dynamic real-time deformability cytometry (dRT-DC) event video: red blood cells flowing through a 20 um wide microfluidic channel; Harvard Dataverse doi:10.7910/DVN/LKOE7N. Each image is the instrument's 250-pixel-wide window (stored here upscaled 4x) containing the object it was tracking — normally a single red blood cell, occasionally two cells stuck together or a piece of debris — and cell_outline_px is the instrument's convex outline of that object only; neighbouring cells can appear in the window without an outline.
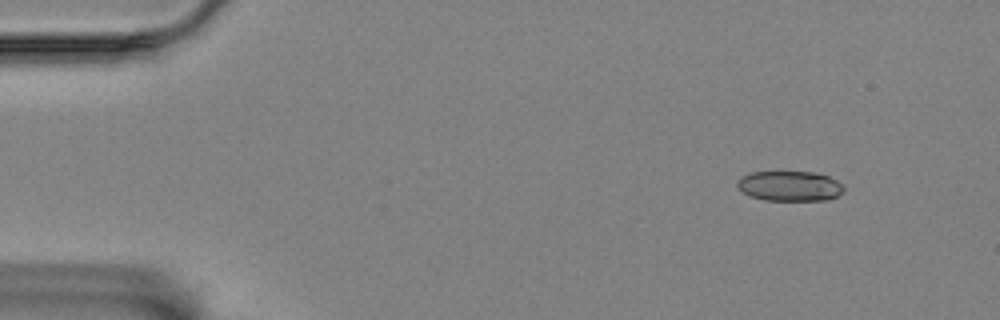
{"species": "Egyptian fruit bat (a non-hibernating species)", "species_latin": "Rousettus aegyptiacus", "temperature_condition": "room temperature", "stored_images_in_passage": 52, "camera_frame_rate_fps": 3000, "um_per_image_px": 0.085, "animal": {"sex": "female"}, "frame": {"image": 1, "passage_image": 1, "time_ms": 0.0, "image_size_px": [1000, 320], "cell_outline_px": [[844, 192], [828, 200], [764, 200], [752, 196], [744, 192], [736, 184], [736, 180], [740, 176], [752, 172], [812, 172], [828, 176], [844, 184]], "centroid_in_image_um": [67.14, 15.81], "position_along_channel_um": 17.9, "area_um2": 18.67}}
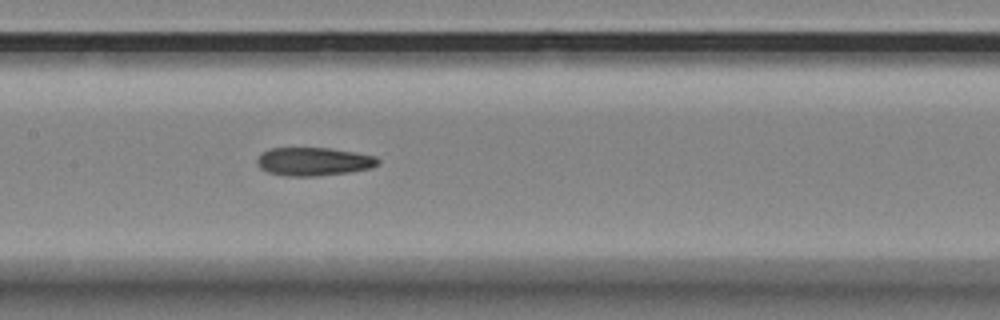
{"frame": {"image": 2, "passage_image": 23, "time_ms": 7.333, "image_size_px": [1000, 320], "cell_outline_px": [[380, 164], [372, 168], [348, 172], [316, 176], [288, 176], [268, 172], [260, 168], [256, 164], [256, 160], [264, 152], [272, 148], [328, 148], [356, 152], [376, 156], [380, 160]], "centroid_in_image_um": [26.7, 13.73], "position_along_channel_um": 180.7, "area_um2": 19.94}}
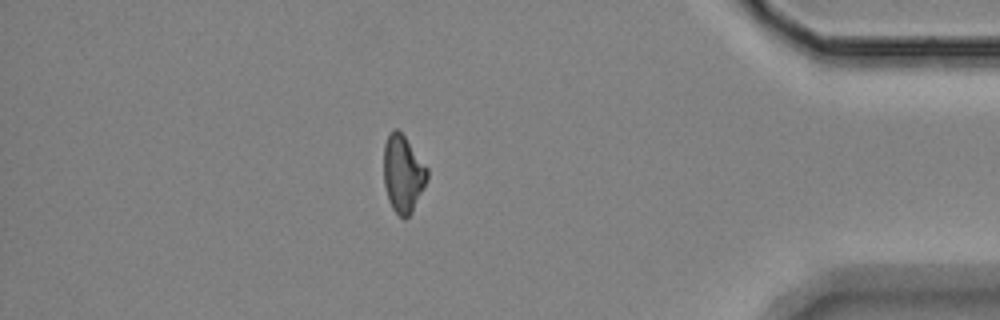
{"frame": {"image": 3, "passage_image": 45, "time_ms": 14.667, "image_size_px": [1000, 320], "cell_outline_px": [[428, 180], [412, 212], [404, 220], [392, 208], [388, 200], [384, 184], [384, 144], [388, 136], [396, 128], [404, 136], [428, 168]], "centroid_in_image_um": [34.26, 14.81], "position_along_channel_um": 400.9, "area_um2": 19.48}, "authors_computed_cell_mechanics": {"area_um2": 19.9988, "velocity_mm_per_s": 3.491, "shape_relaxation_time_tau1_ms": null, "shape_relaxation_time_tau2_ms": 6.2231, "deformation_change_tau1": null, "deformation_change_tau2": 0.1586}}